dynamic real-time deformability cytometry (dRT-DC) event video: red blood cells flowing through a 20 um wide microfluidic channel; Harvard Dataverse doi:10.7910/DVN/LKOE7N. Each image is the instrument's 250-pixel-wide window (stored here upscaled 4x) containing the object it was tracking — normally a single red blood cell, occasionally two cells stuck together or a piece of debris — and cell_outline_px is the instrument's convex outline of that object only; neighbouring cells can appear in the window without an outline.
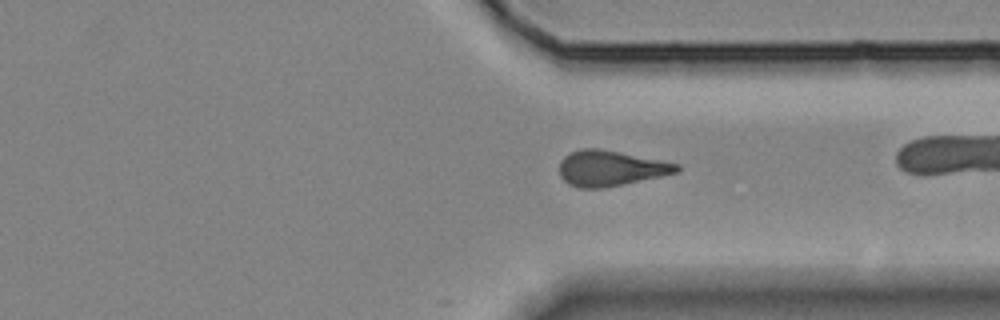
{"species": "Egyptian fruit bat (a non-hibernating species)", "species_latin": "Rousettus aegyptiacus", "temperature_condition": "room temperature", "stored_images_in_passage": 29, "camera_frame_rate_fps": 3000, "um_per_image_px": 0.085, "animal": {"sex": "female"}, "frame": {"image": 1, "passage_image": 29, "time_ms": 9.333, "image_size_px": [1000, 320], "cell_outline_px": [[680, 172], [604, 188], [580, 188], [568, 184], [560, 176], [560, 160], [568, 152], [580, 148], [600, 148], [680, 164]], "centroid_in_image_um": [51.87, 14.29], "position_along_channel_um": 359.5, "area_um2": 24.39}}